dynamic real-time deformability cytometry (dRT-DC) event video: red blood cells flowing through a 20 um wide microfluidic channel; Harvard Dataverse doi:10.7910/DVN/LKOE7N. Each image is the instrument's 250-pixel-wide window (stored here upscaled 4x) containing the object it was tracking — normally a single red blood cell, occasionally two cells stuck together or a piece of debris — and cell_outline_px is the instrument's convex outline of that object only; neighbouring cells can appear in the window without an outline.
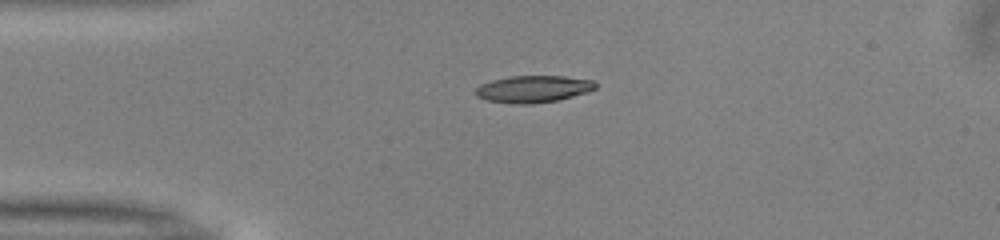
{"species": "common noctule bat (a hibernating species)", "species_latin": "Nyctalus noctula", "temperature_condition": "warm", "stored_images_in_passage": 40, "camera_frame_rate_fps": 3000, "um_per_image_px": 0.085, "animal": {"sex": "male", "body_mass_g": 13.0, "forearm_length_mm": 53.1}, "frame": {"image": 1, "passage_image": 1, "time_ms": 0.0, "image_size_px": [1000, 240], "cell_outline_px": [[596, 88], [588, 92], [560, 100], [532, 104], [520, 104], [488, 100], [476, 96], [472, 92], [480, 84], [492, 80], [508, 76], [564, 76], [592, 80], [596, 84]], "centroid_in_image_um": [45.31, 7.56], "position_along_channel_um": 39.7, "area_um2": 18.96}}
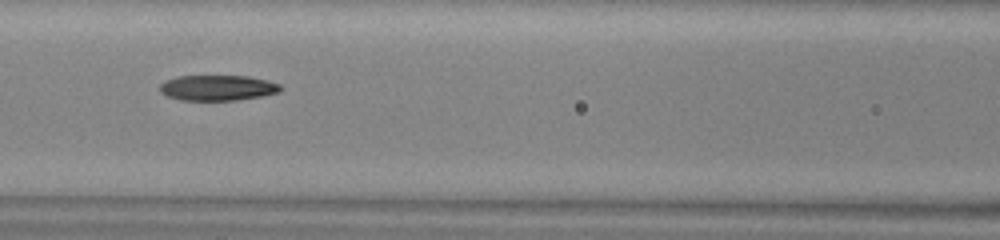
{"frame": {"image": 2, "passage_image": 11, "time_ms": 3.333, "image_size_px": [1000, 240], "cell_outline_px": [[284, 88], [280, 92], [260, 96], [236, 100], [180, 100], [168, 96], [160, 92], [160, 84], [164, 80], [176, 76], [248, 76], [280, 84]], "centroid_in_image_um": [18.48, 7.46], "position_along_channel_um": 148.1, "area_um2": 17.92}}
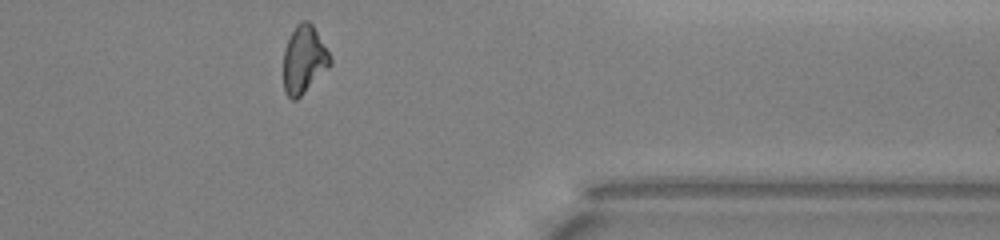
{"frame": {"image": 3, "passage_image": 30, "time_ms": 9.667, "image_size_px": [1000, 240], "cell_outline_px": [[332, 64], [296, 100], [292, 100], [284, 92], [284, 52], [288, 40], [296, 24], [300, 20], [308, 20], [312, 24], [328, 52], [332, 60]], "centroid_in_image_um": [25.83, 5.06], "position_along_channel_um": 385.6, "area_um2": 18.15}, "authors_computed_cell_mechanics": {"area_um2": 18.6116, "velocity_mm_per_s": 4.0509, "shape_relaxation_time_tau1_ms": 8.09, "shape_relaxation_time_tau2_ms": 5.7092, "deformation_change_tau1": 0.2096, "deformation_change_tau2": 0.1477}}